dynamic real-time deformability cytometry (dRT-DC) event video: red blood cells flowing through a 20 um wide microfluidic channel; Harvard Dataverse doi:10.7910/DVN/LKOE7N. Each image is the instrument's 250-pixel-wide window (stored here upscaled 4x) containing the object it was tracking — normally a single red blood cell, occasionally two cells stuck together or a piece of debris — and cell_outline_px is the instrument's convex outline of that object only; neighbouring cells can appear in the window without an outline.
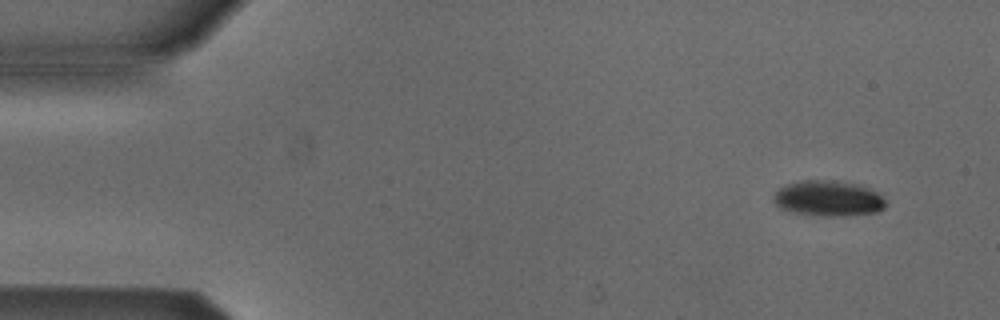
{"species": "Egyptian fruit bat (a non-hibernating species)", "species_latin": "Rousettus aegyptiacus", "temperature_condition": "cold", "stored_images_in_passage": 4, "camera_frame_rate_fps": 3000, "um_per_image_px": 0.085, "animal": {"sex": "male"}, "frame": {"image": 1, "passage_image": 1, "time_ms": 0.0, "image_size_px": [1000, 320], "cell_outline_px": [[888, 204], [884, 208], [876, 212], [844, 216], [832, 216], [796, 212], [780, 208], [772, 200], [772, 196], [780, 188], [788, 184], [804, 180], [836, 180], [860, 184], [876, 192]], "centroid_in_image_um": [70.42, 16.85], "position_along_channel_um": 14.6, "area_um2": 23.06}}
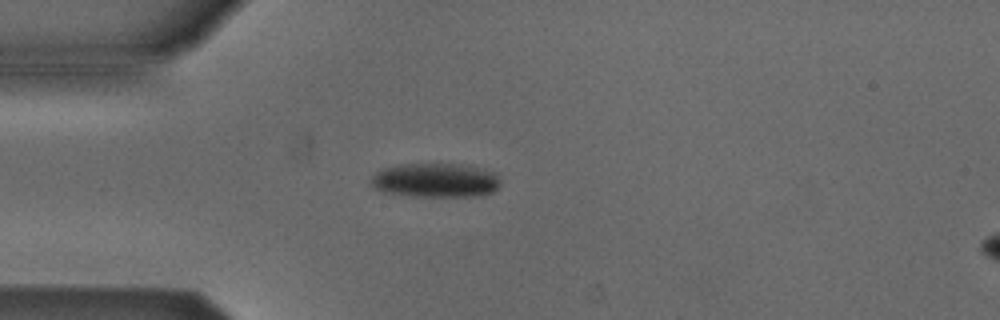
{"frame": {"image": 2, "passage_image": 3, "time_ms": 3.333, "image_size_px": [1000, 320], "cell_outline_px": [[500, 184], [492, 192], [480, 196], [412, 196], [384, 192], [376, 188], [372, 184], [372, 176], [376, 172], [384, 168], [400, 164], [468, 164], [496, 172], [500, 176]], "centroid_in_image_um": [37.08, 15.31], "position_along_channel_um": 47.9, "area_um2": 25.95}}